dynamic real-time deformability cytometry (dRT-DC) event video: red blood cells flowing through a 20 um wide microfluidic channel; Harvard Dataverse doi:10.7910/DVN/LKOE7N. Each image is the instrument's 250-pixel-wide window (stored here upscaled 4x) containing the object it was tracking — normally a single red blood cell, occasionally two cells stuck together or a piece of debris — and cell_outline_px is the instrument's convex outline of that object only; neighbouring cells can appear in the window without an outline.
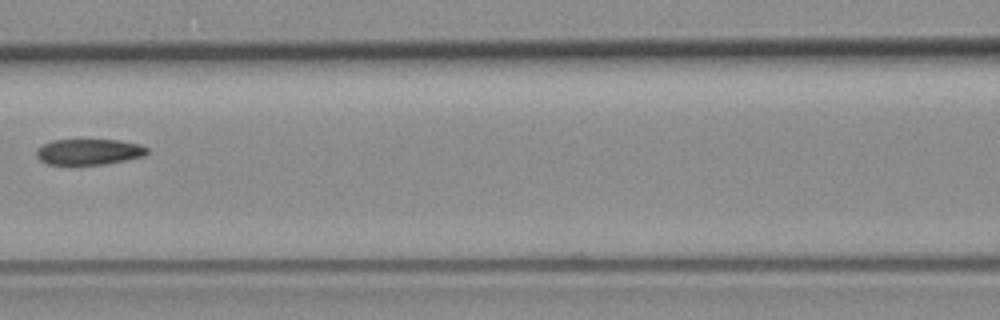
{"species": "common noctule bat (a hibernating species)", "species_latin": "Nyctalus noctula", "temperature_condition": "room temperature", "stored_images_in_passage": 6, "camera_frame_rate_fps": 3000, "um_per_image_px": 0.085, "animal": {"sex": "female", "body_mass_g": 19.3, "forearm_length_mm": 54.1}, "frame": {"image": 1, "passage_image": 5, "time_ms": 4.667, "image_size_px": [1000, 320], "cell_outline_px": [[148, 152], [144, 156], [104, 164], [48, 164], [40, 160], [36, 156], [36, 148], [52, 140], [120, 140], [140, 144], [148, 148]], "centroid_in_image_um": [7.55, 12.89], "position_along_channel_um": 159.0, "area_um2": 16.59}}
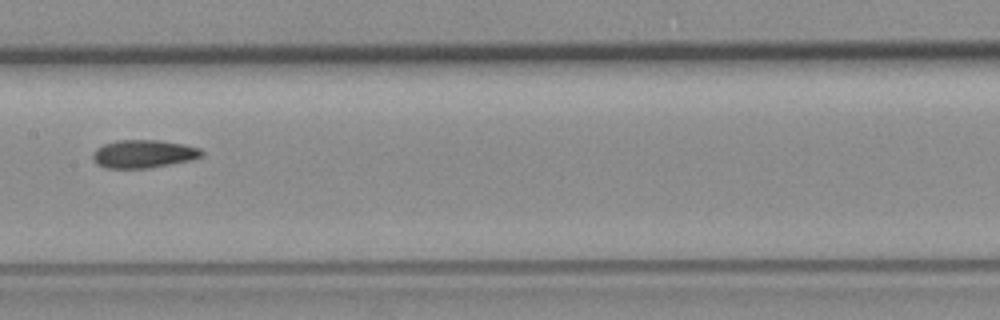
{"frame": {"image": 2, "passage_image": 6, "time_ms": 5.667, "image_size_px": [1000, 320], "cell_outline_px": [[204, 156], [192, 160], [148, 168], [104, 168], [96, 164], [92, 160], [92, 152], [96, 148], [104, 144], [116, 140], [160, 140], [184, 144], [200, 148], [204, 152]], "centroid_in_image_um": [12.19, 13.08], "position_along_channel_um": 195.2, "area_um2": 18.09}}